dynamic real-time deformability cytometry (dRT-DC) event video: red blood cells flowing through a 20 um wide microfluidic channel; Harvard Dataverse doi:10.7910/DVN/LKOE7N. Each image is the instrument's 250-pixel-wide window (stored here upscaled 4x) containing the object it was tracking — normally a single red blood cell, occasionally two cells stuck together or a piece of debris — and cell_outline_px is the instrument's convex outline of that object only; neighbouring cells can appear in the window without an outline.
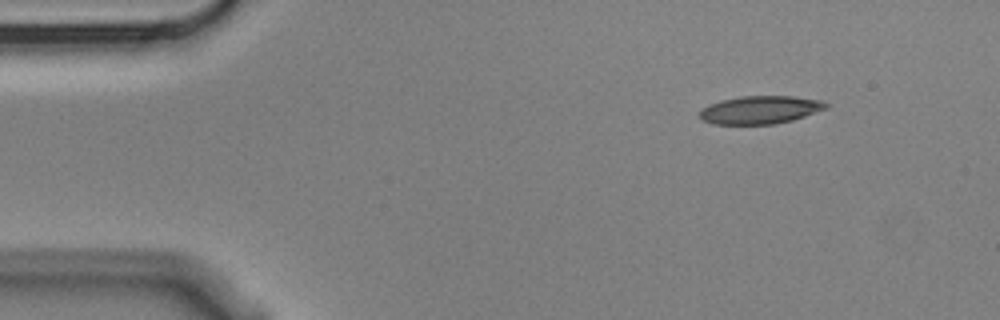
{"species": "Egyptian fruit bat (a non-hibernating species)", "species_latin": "Rousettus aegyptiacus", "temperature_condition": "cold", "stored_images_in_passage": 10, "camera_frame_rate_fps": 3000, "um_per_image_px": 0.085, "animal": {"sex": "male"}, "frame": {"image": 1, "passage_image": 1, "time_ms": 0.0, "image_size_px": [1000, 320], "cell_outline_px": [[832, 104], [828, 108], [792, 120], [776, 124], [712, 124], [704, 120], [700, 116], [700, 112], [708, 104], [720, 100], [740, 96], [792, 96], [820, 100]], "centroid_in_image_um": [64.65, 9.33], "position_along_channel_um": 20.3, "area_um2": 20.63}}
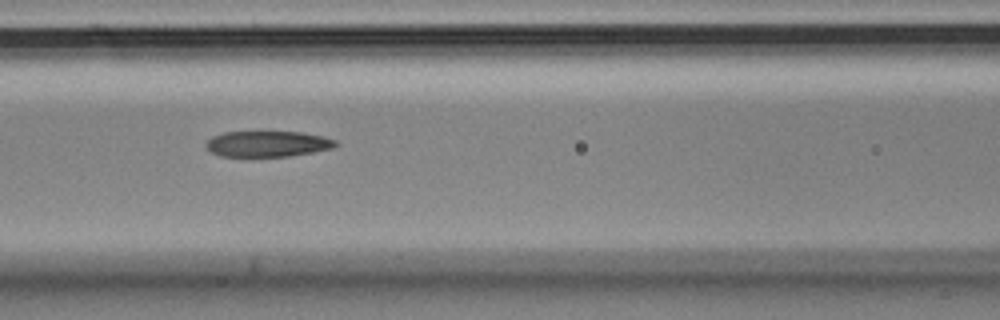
{"frame": {"image": 2, "passage_image": 6, "time_ms": 1.667, "image_size_px": [1000, 320], "cell_outline_px": [[340, 144], [332, 148], [312, 152], [288, 156], [220, 156], [212, 152], [204, 144], [212, 136], [224, 132], [304, 132], [324, 136], [336, 140]], "centroid_in_image_um": [22.77, 12.22], "position_along_channel_um": 143.8, "area_um2": 19.48}}
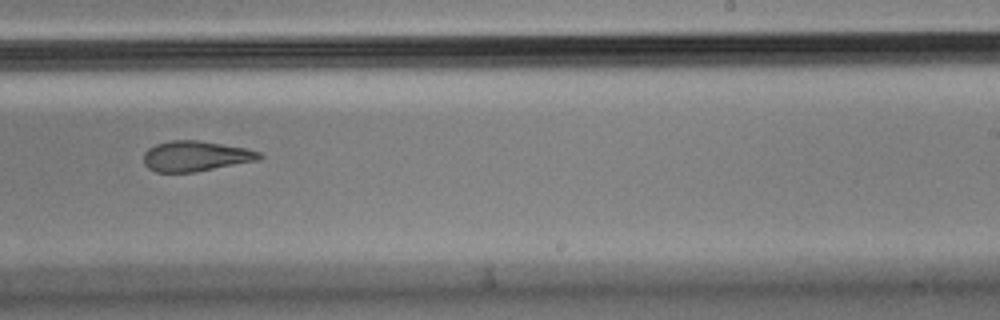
{"frame": {"image": 3, "passage_image": 9, "time_ms": 2.667, "image_size_px": [1000, 320], "cell_outline_px": [[264, 156], [260, 160], [196, 172], [156, 172], [148, 168], [144, 164], [144, 152], [148, 148], [156, 144], [172, 140], [196, 140], [244, 148], [260, 152]], "centroid_in_image_um": [16.63, 13.28], "position_along_channel_um": 272.4, "area_um2": 20.46}}